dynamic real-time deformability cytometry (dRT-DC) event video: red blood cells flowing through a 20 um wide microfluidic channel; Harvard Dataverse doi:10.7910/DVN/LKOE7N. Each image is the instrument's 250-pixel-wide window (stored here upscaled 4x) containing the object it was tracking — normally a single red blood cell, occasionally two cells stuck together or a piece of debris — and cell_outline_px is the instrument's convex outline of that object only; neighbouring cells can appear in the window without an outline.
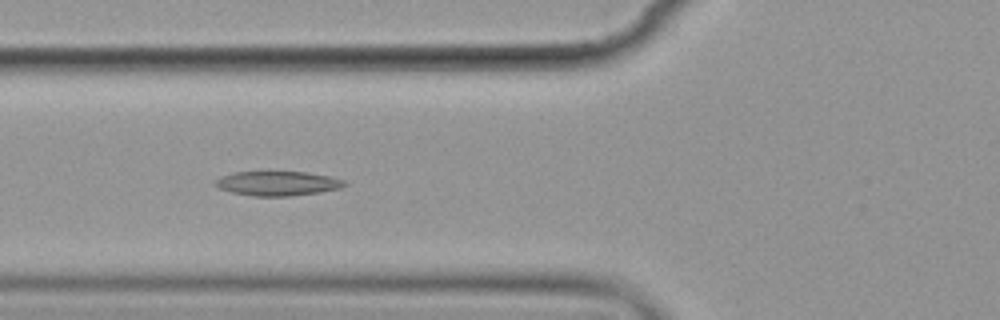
{"species": "common noctule bat (a hibernating species)", "species_latin": "Nyctalus noctula", "temperature_condition": "cold", "stored_images_in_passage": 14, "camera_frame_rate_fps": 3000, "um_per_image_px": 0.085, "animal": {"sex": "female", "body_mass_g": 19.9}, "frame": {"image": 1, "passage_image": 5, "time_ms": 5.333, "image_size_px": [1000, 320], "cell_outline_px": [[348, 184], [340, 188], [320, 192], [288, 196], [252, 196], [232, 192], [220, 188], [212, 184], [212, 180], [220, 176], [232, 172], [308, 172], [328, 176], [344, 180]], "centroid_in_image_um": [23.54, 15.58], "position_along_channel_um": 102.3, "area_um2": 18.5}}
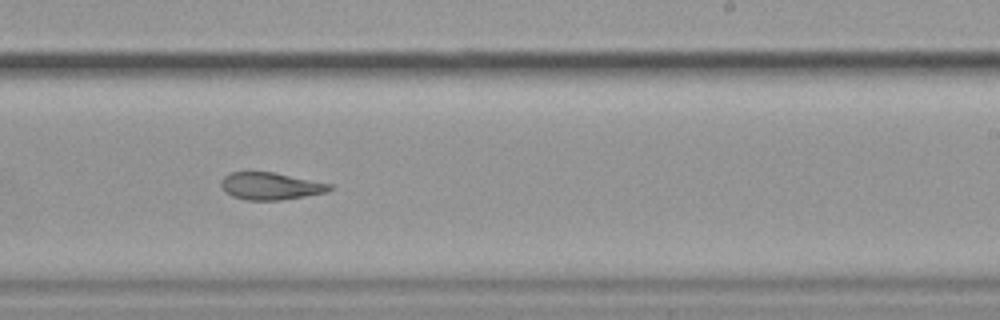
{"frame": {"image": 2, "passage_image": 9, "time_ms": 10.0, "image_size_px": [1000, 320], "cell_outline_px": [[332, 188], [324, 192], [304, 196], [280, 200], [244, 200], [232, 196], [224, 192], [220, 184], [220, 180], [224, 176], [232, 172], [272, 172], [332, 184]], "centroid_in_image_um": [22.93, 15.82], "position_along_channel_um": 266.1, "area_um2": 17.11}}
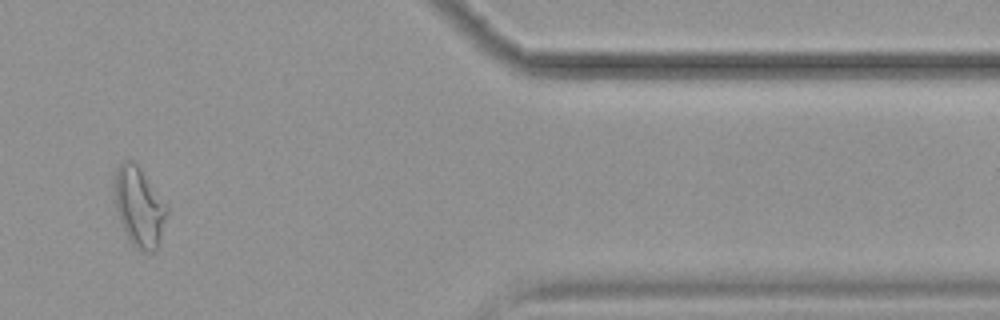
{"frame": {"image": 3, "passage_image": 13, "time_ms": 14.667, "image_size_px": [1000, 320], "cell_outline_px": [[168, 212], [160, 244], [152, 252], [140, 252], [132, 244], [120, 220], [116, 208], [116, 168], [124, 160], [132, 160], [136, 164], [168, 208]], "centroid_in_image_um": [11.86, 17.65], "position_along_channel_um": 399.5, "area_um2": 23.58}, "authors_computed_cell_mechanics": {"area_um2": 18.9584, "velocity_mm_per_s": 3.5222, "shape_relaxation_time_tau1_ms": null, "shape_relaxation_time_tau2_ms": 5.9535, "deformation_change_tau1": null, "deformation_change_tau2": 0.1212}}